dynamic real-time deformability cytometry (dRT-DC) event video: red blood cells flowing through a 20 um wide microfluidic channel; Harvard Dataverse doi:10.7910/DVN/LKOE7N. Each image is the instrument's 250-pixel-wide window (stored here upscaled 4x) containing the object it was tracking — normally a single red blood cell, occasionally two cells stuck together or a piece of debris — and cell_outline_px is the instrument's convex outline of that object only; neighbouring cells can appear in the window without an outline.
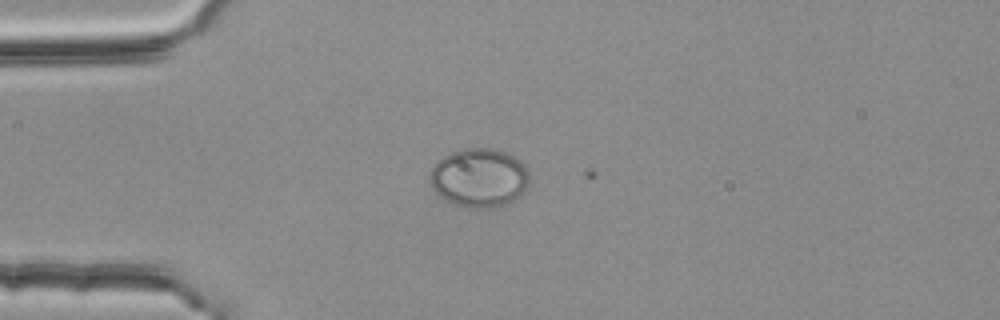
{"species": "common noctule bat (a hibernating species)", "species_latin": "Nyctalus noctula", "temperature_condition": "room temperature", "stored_images_in_passage": 3, "camera_frame_rate_fps": 3000, "um_per_image_px": 0.085, "animal": {"sex": "female", "body_mass_g": 25.1}, "frame": {"image": 1, "passage_image": 2, "time_ms": 0.333, "image_size_px": [1000, 320], "cell_outline_px": [[528, 184], [524, 192], [520, 196], [504, 204], [492, 208], [468, 208], [456, 204], [448, 200], [436, 192], [432, 188], [428, 176], [436, 160], [452, 152], [464, 148], [500, 148], [516, 156], [524, 164], [528, 172]], "centroid_in_image_um": [40.74, 15.08], "position_along_channel_um": 44.3, "area_um2": 34.45}}